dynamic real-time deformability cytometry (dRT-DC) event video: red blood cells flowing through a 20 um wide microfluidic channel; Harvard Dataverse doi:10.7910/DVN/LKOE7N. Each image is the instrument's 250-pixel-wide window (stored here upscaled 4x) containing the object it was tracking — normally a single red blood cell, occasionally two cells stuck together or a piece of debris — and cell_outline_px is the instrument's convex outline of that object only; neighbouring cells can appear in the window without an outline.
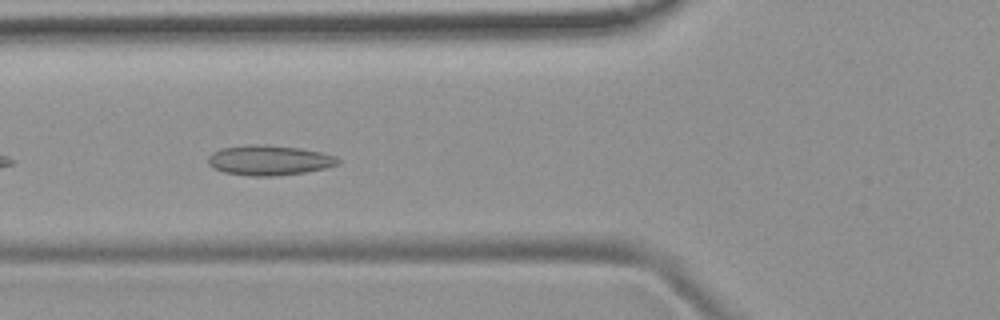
{"species": "common noctule bat (a hibernating species)", "species_latin": "Nyctalus noctula", "temperature_condition": "room temperature", "stored_images_in_passage": 15, "camera_frame_rate_fps": 3000, "um_per_image_px": 0.085, "animal": {"sex": "female", "body_mass_g": 19.9}, "frame": {"image": 1, "passage_image": 5, "time_ms": 1.333, "image_size_px": [1000, 320], "cell_outline_px": [[340, 164], [324, 168], [304, 172], [276, 176], [252, 176], [224, 172], [212, 168], [208, 164], [208, 156], [212, 152], [220, 148], [248, 144], [264, 144], [300, 148], [320, 152], [336, 156], [340, 160]], "centroid_in_image_um": [22.85, 13.61], "position_along_channel_um": 103.0, "area_um2": 22.89}}